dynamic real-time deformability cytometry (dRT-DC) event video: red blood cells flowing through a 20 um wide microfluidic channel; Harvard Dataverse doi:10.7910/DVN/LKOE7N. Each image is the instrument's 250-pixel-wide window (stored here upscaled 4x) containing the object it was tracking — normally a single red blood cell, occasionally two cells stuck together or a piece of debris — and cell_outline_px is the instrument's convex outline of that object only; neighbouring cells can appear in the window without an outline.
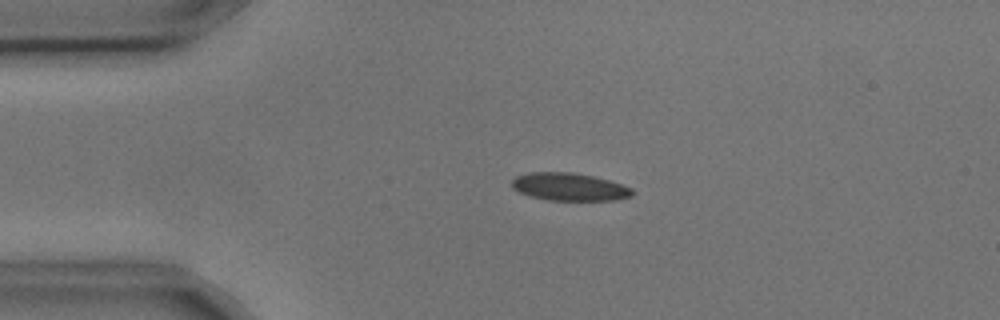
{"species": "common noctule bat (a hibernating species)", "species_latin": "Nyctalus noctula", "temperature_condition": "cold", "stored_images_in_passage": 4, "camera_frame_rate_fps": 3000, "um_per_image_px": 0.085, "animal": {"sex": "male", "body_mass_g": 17.9, "forearm_length_mm": 54.2}, "frame": {"image": 1, "passage_image": 3, "time_ms": 0.667, "image_size_px": [1000, 320], "cell_outline_px": [[636, 192], [632, 196], [612, 200], [548, 200], [528, 196], [512, 188], [512, 180], [516, 176], [532, 172], [572, 172], [592, 176], [608, 180], [632, 188]], "centroid_in_image_um": [48.39, 15.88], "position_along_channel_um": 36.6, "area_um2": 19.42}}